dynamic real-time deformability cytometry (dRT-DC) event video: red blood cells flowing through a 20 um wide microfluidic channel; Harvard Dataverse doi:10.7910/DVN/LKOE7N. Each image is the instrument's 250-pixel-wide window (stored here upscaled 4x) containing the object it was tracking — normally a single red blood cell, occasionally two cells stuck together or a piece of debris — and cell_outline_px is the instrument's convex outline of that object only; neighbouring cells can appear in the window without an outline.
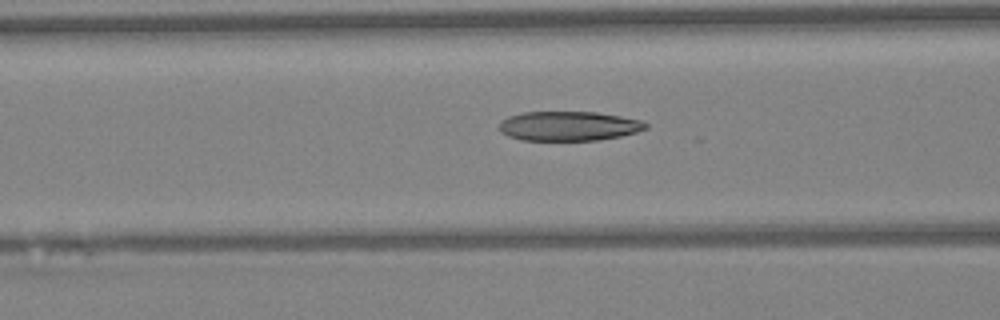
{"species": "Egyptian fruit bat (a non-hibernating species)", "species_latin": "Rousettus aegyptiacus", "temperature_condition": "warm", "stored_images_in_passage": 17, "camera_frame_rate_fps": 3000, "um_per_image_px": 0.085, "animal": {"sex": "female"}, "frame": {"image": 1, "passage_image": 12, "time_ms": 3.667, "image_size_px": [1000, 320], "cell_outline_px": [[648, 128], [636, 132], [620, 136], [600, 140], [520, 140], [508, 136], [500, 132], [500, 120], [508, 116], [524, 112], [596, 112], [644, 120], [648, 124]], "centroid_in_image_um": [48.35, 10.71], "position_along_channel_um": 118.2, "area_um2": 25.32}}
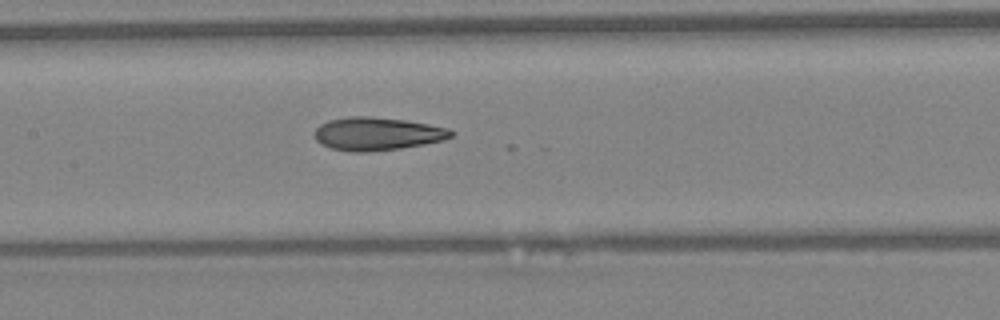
{"frame": {"image": 2, "passage_image": 16, "time_ms": 5.0, "image_size_px": [1000, 320], "cell_outline_px": [[456, 132], [452, 136], [440, 140], [424, 144], [400, 148], [364, 152], [352, 152], [332, 148], [320, 144], [316, 140], [316, 128], [320, 124], [328, 120], [348, 116], [368, 116], [404, 120], [428, 124], [448, 128]], "centroid_in_image_um": [32.04, 11.36], "position_along_channel_um": 175.4, "area_um2": 26.13}}